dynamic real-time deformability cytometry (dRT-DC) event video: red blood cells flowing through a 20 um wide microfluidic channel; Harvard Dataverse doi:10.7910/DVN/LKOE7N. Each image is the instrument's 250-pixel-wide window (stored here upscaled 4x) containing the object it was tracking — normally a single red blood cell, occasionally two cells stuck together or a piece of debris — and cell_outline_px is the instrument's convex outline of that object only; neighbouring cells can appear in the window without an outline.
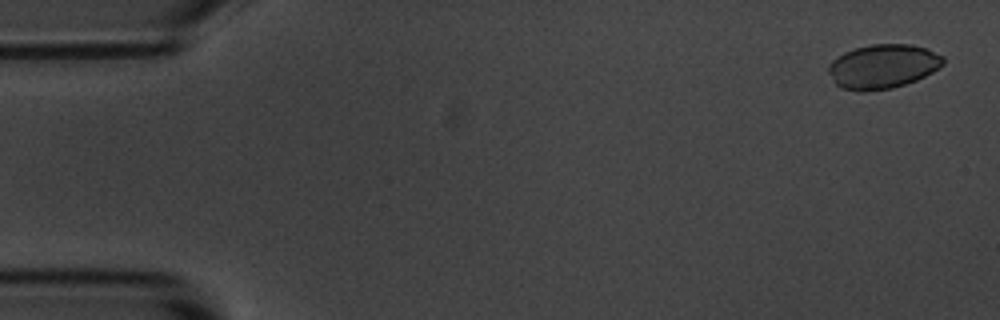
{"species": "common noctule bat (a hibernating species)", "species_latin": "Nyctalus noctula", "temperature_condition": "room temperature", "stored_images_in_passage": 5, "camera_frame_rate_fps": 3000, "um_per_image_px": 0.085, "animal": {"sex": "male", "body_mass_g": 20.1, "forearm_length_mm": 53.5}, "frame": {"image": 1, "passage_image": 1, "time_ms": 0.0, "image_size_px": [1000, 320], "cell_outline_px": [[944, 64], [932, 72], [916, 80], [892, 88], [840, 88], [836, 84], [828, 72], [828, 64], [836, 56], [844, 52], [856, 48], [872, 44], [912, 44], [928, 48], [944, 56]], "centroid_in_image_um": [75.08, 5.59], "position_along_channel_um": 9.9, "area_um2": 29.02}}